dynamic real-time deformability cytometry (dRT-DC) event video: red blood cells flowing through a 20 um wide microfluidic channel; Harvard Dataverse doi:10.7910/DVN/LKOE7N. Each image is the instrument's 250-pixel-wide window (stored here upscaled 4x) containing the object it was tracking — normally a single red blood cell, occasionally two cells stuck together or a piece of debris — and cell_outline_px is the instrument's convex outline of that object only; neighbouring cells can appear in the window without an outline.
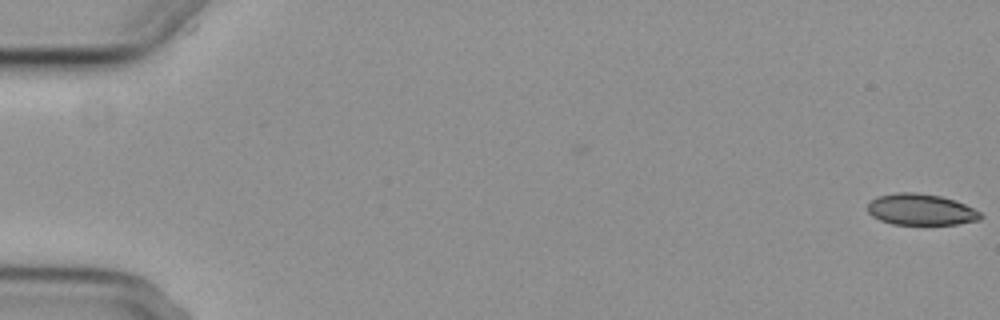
{"species": "common noctule bat (a hibernating species)", "species_latin": "Nyctalus noctula", "temperature_condition": "cold", "stored_images_in_passage": 7, "camera_frame_rate_fps": 3000, "um_per_image_px": 0.085, "animal": {"sex": "female", "body_mass_g": 29.2, "forearm_length_mm": 56.3}, "frame": {"image": 1, "passage_image": 1, "time_ms": 0.0, "image_size_px": [1000, 320], "cell_outline_px": [[984, 216], [980, 220], [956, 224], [892, 224], [880, 220], [872, 216], [868, 212], [868, 204], [876, 196], [896, 192], [916, 192], [940, 196], [964, 204], [980, 212]], "centroid_in_image_um": [78.26, 17.81], "position_along_channel_um": 6.7, "area_um2": 20.52}}